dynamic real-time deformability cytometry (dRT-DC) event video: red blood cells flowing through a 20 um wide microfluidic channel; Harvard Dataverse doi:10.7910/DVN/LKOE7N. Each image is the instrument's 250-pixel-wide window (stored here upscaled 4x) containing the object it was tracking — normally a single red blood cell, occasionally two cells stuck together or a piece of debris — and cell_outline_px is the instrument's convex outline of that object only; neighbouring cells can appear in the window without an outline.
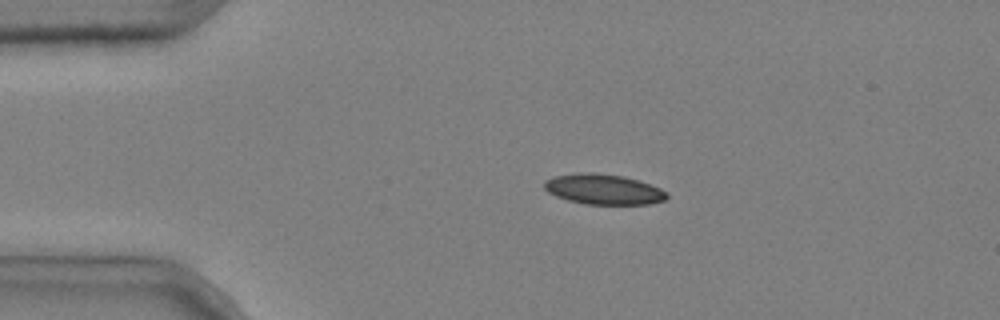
{"species": "common noctule bat (a hibernating species)", "species_latin": "Nyctalus noctula", "temperature_condition": "cold", "stored_images_in_passage": 7, "camera_frame_rate_fps": 3000, "um_per_image_px": 0.085, "animal": {"sex": "male", "body_mass_g": 20.4}, "frame": {"image": 1, "passage_image": 3, "time_ms": 0.667, "image_size_px": [1000, 320], "cell_outline_px": [[668, 196], [664, 200], [648, 204], [584, 204], [568, 200], [556, 196], [548, 192], [544, 188], [544, 180], [552, 176], [576, 172], [596, 172], [624, 176], [640, 180], [660, 188], [668, 192]], "centroid_in_image_um": [51.27, 16.07], "position_along_channel_um": 33.7, "area_um2": 21.96}}